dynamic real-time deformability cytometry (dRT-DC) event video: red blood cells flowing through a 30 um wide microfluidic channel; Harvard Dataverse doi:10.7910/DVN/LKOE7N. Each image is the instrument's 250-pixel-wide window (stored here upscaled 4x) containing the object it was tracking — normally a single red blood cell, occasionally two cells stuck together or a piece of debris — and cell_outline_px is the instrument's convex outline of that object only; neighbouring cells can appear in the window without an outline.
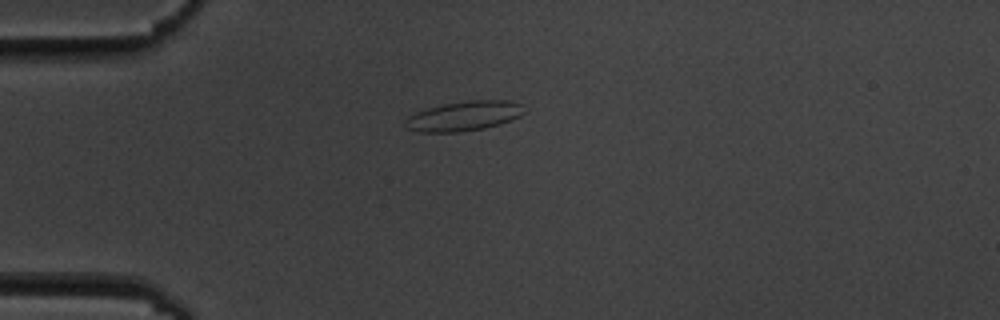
{"species": "common noctule bat (a hibernating species)", "species_latin": "Nyctalus noctula", "temperature_condition": "cold", "stored_images_in_passage": 5, "camera_frame_rate_fps": 3000, "um_per_image_px": 0.085, "animal": {"sex": "male", "body_mass_g": 19.5, "forearm_length_mm": 54.6}, "frame": {"image": 1, "passage_image": 1, "time_ms": 0.0, "image_size_px": [1000, 320], "cell_outline_px": [[524, 112], [520, 116], [512, 120], [500, 124], [484, 128], [460, 132], [420, 132], [408, 128], [404, 124], [404, 120], [408, 116], [416, 112], [428, 108], [444, 104], [468, 100], [512, 100], [520, 104]], "centroid_in_image_um": [39.44, 9.86], "position_along_channel_um": 45.6, "area_um2": 20.58}}
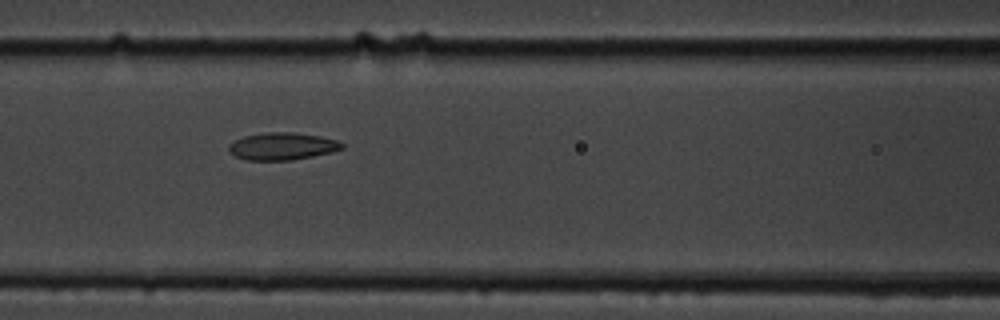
{"frame": {"image": 2, "passage_image": 4, "time_ms": 3.333, "image_size_px": [1000, 320], "cell_outline_px": [[344, 148], [332, 152], [292, 160], [248, 160], [236, 156], [228, 152], [228, 144], [244, 136], [264, 132], [292, 132], [320, 136], [336, 140], [344, 144]], "centroid_in_image_um": [23.98, 12.43], "position_along_channel_um": 142.6, "area_um2": 18.03}}
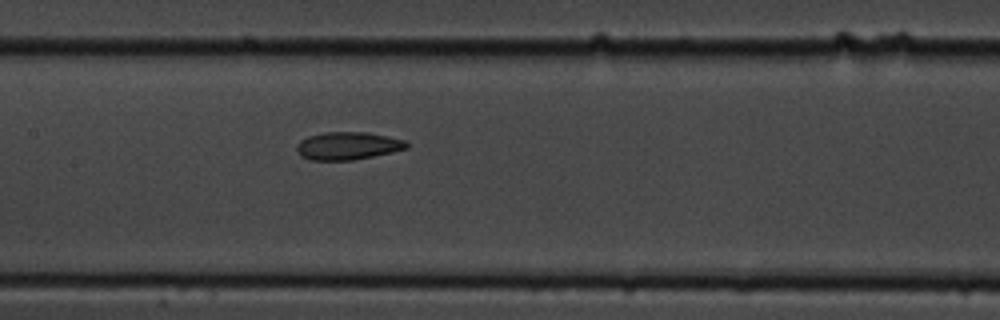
{"frame": {"image": 3, "passage_image": 5, "time_ms": 4.333, "image_size_px": [1000, 320], "cell_outline_px": [[408, 148], [392, 152], [352, 160], [308, 160], [300, 156], [296, 152], [296, 144], [300, 140], [308, 136], [324, 132], [368, 132], [388, 136], [404, 140], [408, 144]], "centroid_in_image_um": [29.51, 12.39], "position_along_channel_um": 177.9, "area_um2": 17.92}}